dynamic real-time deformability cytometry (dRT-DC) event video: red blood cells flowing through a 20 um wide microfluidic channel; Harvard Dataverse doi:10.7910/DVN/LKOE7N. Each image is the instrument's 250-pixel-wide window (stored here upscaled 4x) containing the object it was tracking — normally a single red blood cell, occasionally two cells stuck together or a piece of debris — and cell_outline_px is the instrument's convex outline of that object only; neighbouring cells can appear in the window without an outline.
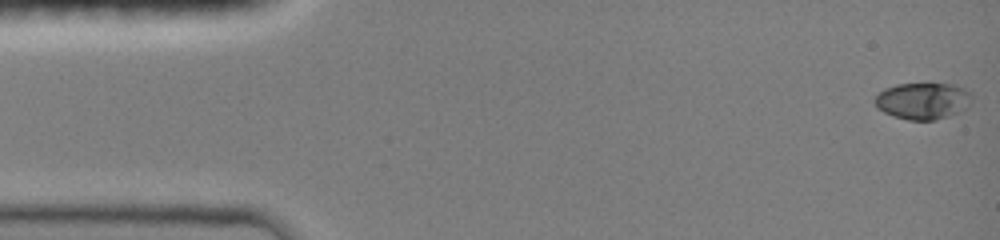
{"species": "common noctule bat (a hibernating species)", "species_latin": "Nyctalus noctula", "temperature_condition": "room temperature", "stored_images_in_passage": 48, "camera_frame_rate_fps": 3000, "um_per_image_px": 0.085, "animal": {"sex": "female", "body_mass_g": 19.0, "forearm_length_mm": 51.5}, "frame": {"image": 1, "passage_image": 1, "time_ms": 0.0, "image_size_px": [1000, 240], "cell_outline_px": [[972, 100], [968, 108], [948, 116], [936, 120], [908, 120], [892, 116], [876, 108], [872, 100], [884, 88], [896, 84], [956, 84], [964, 88], [972, 96]], "centroid_in_image_um": [78.43, 8.58], "position_along_channel_um": 6.6, "area_um2": 20.98}}
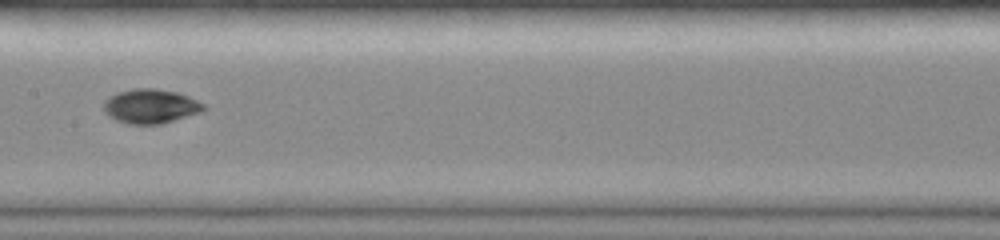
{"frame": {"image": 2, "passage_image": 24, "time_ms": 7.667, "image_size_px": [1000, 240], "cell_outline_px": [[208, 108], [200, 112], [160, 124], [128, 124], [116, 120], [104, 112], [104, 100], [108, 96], [132, 88], [156, 88], [180, 92], [204, 104]], "centroid_in_image_um": [12.8, 9.01], "position_along_channel_um": 194.6, "area_um2": 20.06}}
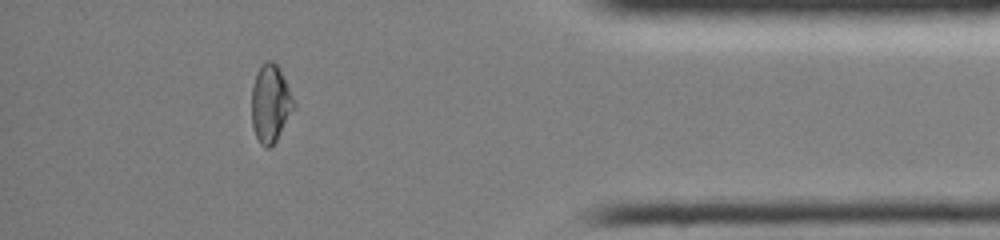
{"frame": {"image": 3, "passage_image": 42, "time_ms": 13.667, "image_size_px": [1000, 240], "cell_outline_px": [[296, 104], [276, 140], [268, 148], [264, 148], [260, 144], [256, 136], [252, 124], [252, 88], [256, 72], [268, 60], [272, 60], [280, 68]], "centroid_in_image_um": [22.98, 8.79], "position_along_channel_um": 412.2, "area_um2": 18.84}, "authors_computed_cell_mechanics": {"area_um2": 19.074, "velocity_mm_per_s": 4.0431, "shape_relaxation_time_tau1_ms": 4.9912, "shape_relaxation_time_tau2_ms": 4.1072, "deformation_change_tau1": 0.1746, "deformation_change_tau2": 0.0321}}